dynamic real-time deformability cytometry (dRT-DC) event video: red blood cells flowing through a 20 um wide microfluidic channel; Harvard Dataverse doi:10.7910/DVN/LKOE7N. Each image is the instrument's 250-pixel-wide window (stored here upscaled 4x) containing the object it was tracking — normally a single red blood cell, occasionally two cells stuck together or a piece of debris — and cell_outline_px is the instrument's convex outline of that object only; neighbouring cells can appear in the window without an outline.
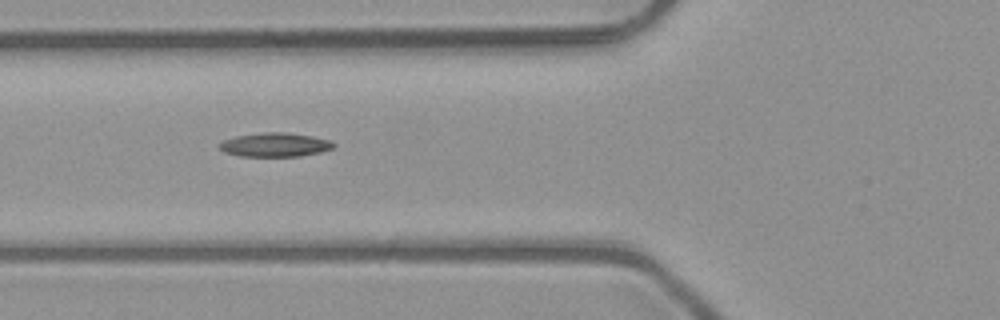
{"species": "common noctule bat (a hibernating species)", "species_latin": "Nyctalus noctula", "temperature_condition": "room temperature", "stored_images_in_passage": 6, "camera_frame_rate_fps": 3000, "um_per_image_px": 0.085, "animal": {"sex": "male", "body_mass_g": 23.1, "forearm_length_mm": 52.7}, "frame": {"image": 1, "passage_image": 3, "time_ms": 0.667, "image_size_px": [1000, 320], "cell_outline_px": [[336, 144], [332, 148], [320, 152], [300, 156], [240, 156], [224, 152], [220, 148], [220, 144], [224, 140], [236, 136], [264, 132], [284, 132], [312, 136], [332, 140]], "centroid_in_image_um": [23.41, 12.3], "position_along_channel_um": 102.4, "area_um2": 15.84}}
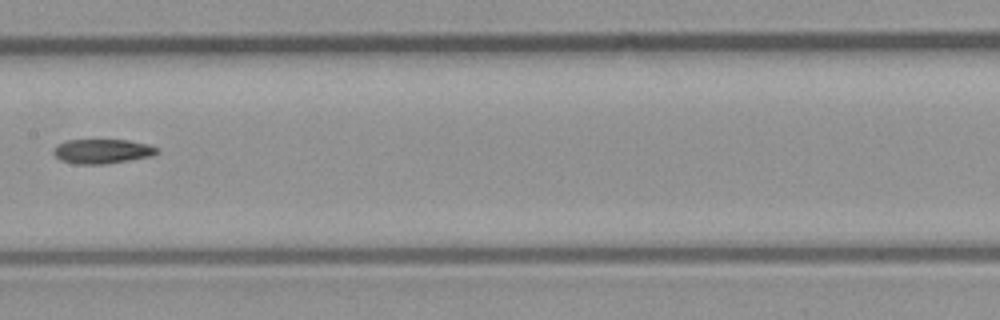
{"frame": {"image": 2, "passage_image": 5, "time_ms": 1.333, "image_size_px": [1000, 320], "cell_outline_px": [[160, 152], [152, 156], [104, 164], [76, 164], [60, 160], [52, 152], [56, 144], [68, 140], [128, 140], [148, 144], [160, 148]], "centroid_in_image_um": [8.71, 12.85], "position_along_channel_um": 198.7, "area_um2": 14.85}}
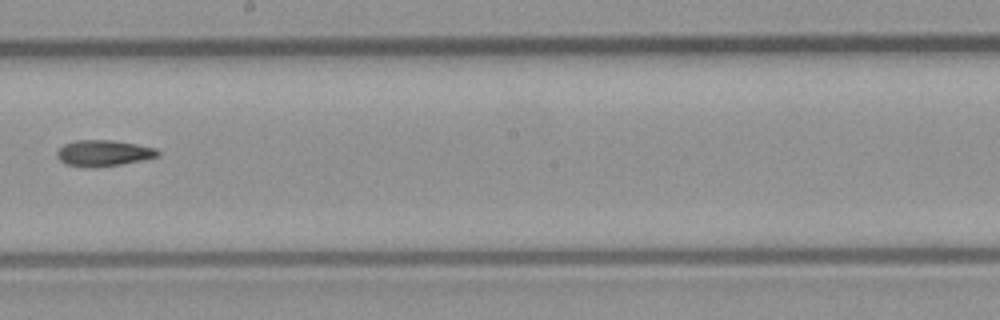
{"frame": {"image": 3, "passage_image": 6, "time_ms": 1.667, "image_size_px": [1000, 320], "cell_outline_px": [[160, 152], [156, 156], [140, 160], [120, 164], [92, 168], [88, 168], [68, 164], [60, 160], [56, 156], [56, 152], [64, 144], [76, 140], [112, 140], [136, 144], [156, 148]], "centroid_in_image_um": [8.76, 13.01], "position_along_channel_um": 239.4, "area_um2": 15.14}}